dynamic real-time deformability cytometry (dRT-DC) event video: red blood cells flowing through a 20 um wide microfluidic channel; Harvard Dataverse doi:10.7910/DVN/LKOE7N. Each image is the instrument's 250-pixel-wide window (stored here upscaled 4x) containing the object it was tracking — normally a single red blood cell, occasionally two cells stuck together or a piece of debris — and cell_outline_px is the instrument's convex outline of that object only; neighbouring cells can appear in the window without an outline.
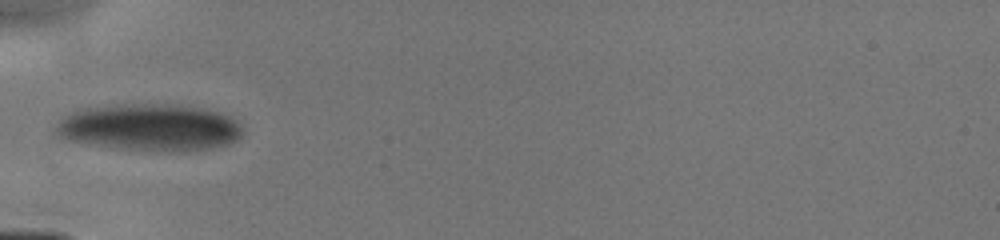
{"species": "human", "species_latin": "Homo sapiens", "temperature_condition": "cold", "stored_images_in_passage": 11, "camera_frame_rate_fps": 3000, "um_per_image_px": 0.085, "donor": {"sex": "male"}, "frame": {"image": 1, "passage_image": 8, "time_ms": 3.333, "image_size_px": [1000, 240], "cell_outline_px": [[244, 132], [236, 140], [228, 144], [208, 148], [180, 152], [168, 152], [120, 148], [88, 144], [72, 140], [56, 132], [56, 124], [64, 116], [72, 112], [96, 108], [124, 104], [180, 104], [200, 108], [216, 112], [228, 116], [236, 120], [244, 128]], "centroid_in_image_um": [12.82, 10.84], "position_along_channel_um": 72.2, "area_um2": 50.58}}